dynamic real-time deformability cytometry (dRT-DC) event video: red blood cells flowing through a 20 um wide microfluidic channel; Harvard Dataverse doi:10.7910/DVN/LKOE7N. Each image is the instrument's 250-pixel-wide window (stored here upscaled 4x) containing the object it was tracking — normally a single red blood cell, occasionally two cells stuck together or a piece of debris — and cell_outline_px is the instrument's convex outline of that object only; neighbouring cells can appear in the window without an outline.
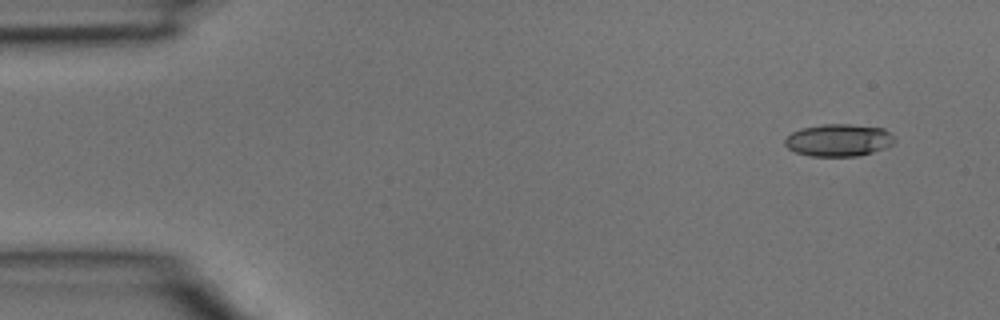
{"species": "common noctule bat (a hibernating species)", "species_latin": "Nyctalus noctula", "temperature_condition": "room temperature", "stored_images_in_passage": 5, "camera_frame_rate_fps": 3000, "um_per_image_px": 0.085, "animal": {"sex": "male", "body_mass_g": 15.6}, "frame": {"image": 1, "passage_image": 1, "time_ms": 0.0, "image_size_px": [1000, 320], "cell_outline_px": [[896, 140], [892, 144], [884, 148], [872, 152], [856, 156], [808, 156], [796, 152], [788, 148], [784, 144], [784, 140], [792, 132], [800, 128], [824, 124], [848, 124], [884, 128]], "centroid_in_image_um": [71.26, 11.91], "position_along_channel_um": 13.7, "area_um2": 20.58}}
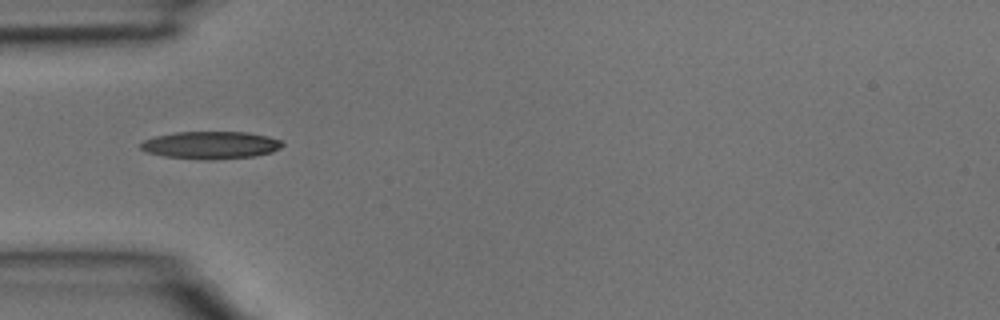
{"frame": {"image": 2, "passage_image": 4, "time_ms": 1.0, "image_size_px": [1000, 320], "cell_outline_px": [[284, 144], [280, 148], [272, 152], [256, 156], [212, 160], [204, 160], [164, 156], [148, 152], [140, 148], [140, 144], [144, 140], [156, 136], [176, 132], [248, 132], [268, 136], [280, 140]], "centroid_in_image_um": [17.94, 12.34], "position_along_channel_um": 67.1, "area_um2": 22.77}}
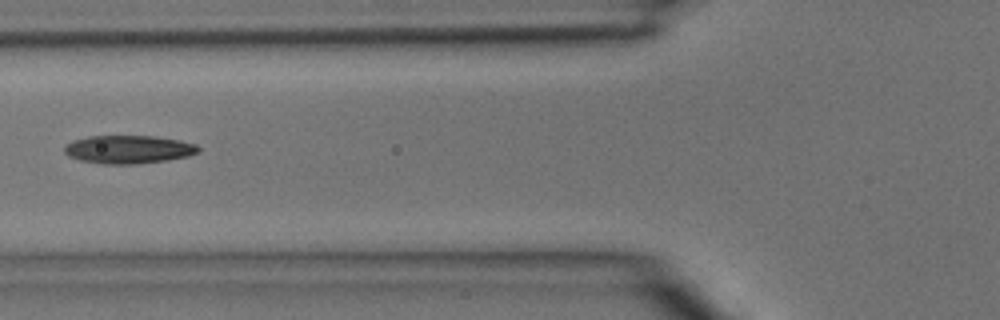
{"frame": {"image": 3, "passage_image": 5, "time_ms": 1.333, "image_size_px": [1000, 320], "cell_outline_px": [[200, 152], [188, 156], [168, 160], [136, 164], [104, 164], [80, 160], [68, 156], [64, 152], [64, 148], [72, 140], [88, 136], [156, 136], [180, 140], [196, 144], [200, 148]], "centroid_in_image_um": [10.94, 12.7], "position_along_channel_um": 114.9, "area_um2": 22.14}}